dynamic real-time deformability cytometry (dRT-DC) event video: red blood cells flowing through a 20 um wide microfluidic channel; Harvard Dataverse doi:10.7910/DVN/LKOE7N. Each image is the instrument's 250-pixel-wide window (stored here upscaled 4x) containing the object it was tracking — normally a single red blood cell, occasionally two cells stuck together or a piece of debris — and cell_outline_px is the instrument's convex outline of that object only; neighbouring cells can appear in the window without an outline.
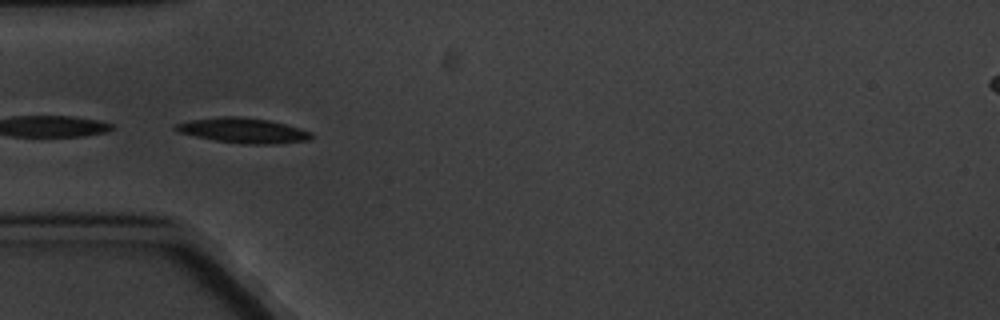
{"species": "common noctule bat (a hibernating species)", "species_latin": "Nyctalus noctula", "temperature_condition": "cold", "stored_images_in_passage": 6, "camera_frame_rate_fps": 3000, "um_per_image_px": 0.085, "animal": {"sex": "male", "body_mass_g": 20.1, "forearm_length_mm": 53.5}, "frame": {"image": 1, "passage_image": 5, "time_ms": 4.333, "image_size_px": [1000, 320], "cell_outline_px": [[316, 136], [312, 140], [276, 144], [240, 144], [216, 140], [196, 136], [180, 132], [172, 128], [176, 124], [188, 120], [220, 116], [240, 116], [268, 120], [300, 128], [312, 132]], "centroid_in_image_um": [20.73, 11.09], "position_along_channel_um": 64.3, "area_um2": 20.0}}